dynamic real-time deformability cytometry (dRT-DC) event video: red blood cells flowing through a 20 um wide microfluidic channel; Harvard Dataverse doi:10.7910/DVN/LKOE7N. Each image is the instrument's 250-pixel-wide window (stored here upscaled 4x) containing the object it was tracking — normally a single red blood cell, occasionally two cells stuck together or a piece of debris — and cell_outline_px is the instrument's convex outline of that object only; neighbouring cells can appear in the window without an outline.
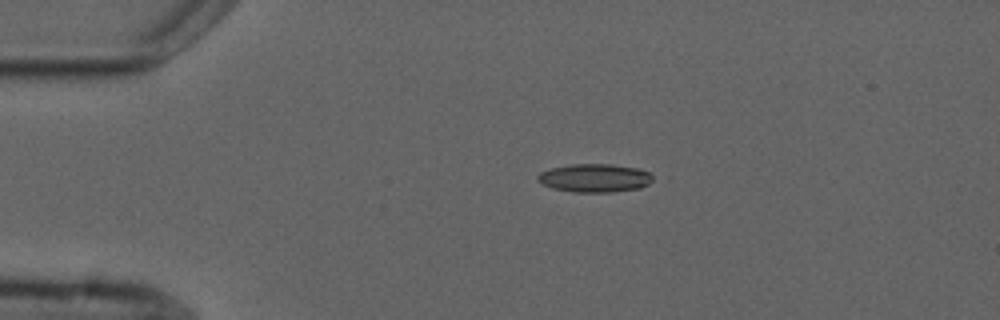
{"species": "common noctule bat (a hibernating species)", "species_latin": "Nyctalus noctula", "temperature_condition": "cold", "stored_images_in_passage": 4, "camera_frame_rate_fps": 3000, "um_per_image_px": 0.085, "animal": {"sex": "male", "forearm_length_mm": 52.5}, "frame": {"image": 1, "passage_image": 3, "time_ms": 2.333, "image_size_px": [1000, 320], "cell_outline_px": [[656, 180], [640, 188], [612, 192], [572, 192], [552, 188], [536, 180], [536, 176], [540, 172], [552, 168], [572, 164], [612, 164], [636, 168], [648, 172]], "centroid_in_image_um": [50.55, 15.13], "position_along_channel_um": 34.4, "area_um2": 19.07}}